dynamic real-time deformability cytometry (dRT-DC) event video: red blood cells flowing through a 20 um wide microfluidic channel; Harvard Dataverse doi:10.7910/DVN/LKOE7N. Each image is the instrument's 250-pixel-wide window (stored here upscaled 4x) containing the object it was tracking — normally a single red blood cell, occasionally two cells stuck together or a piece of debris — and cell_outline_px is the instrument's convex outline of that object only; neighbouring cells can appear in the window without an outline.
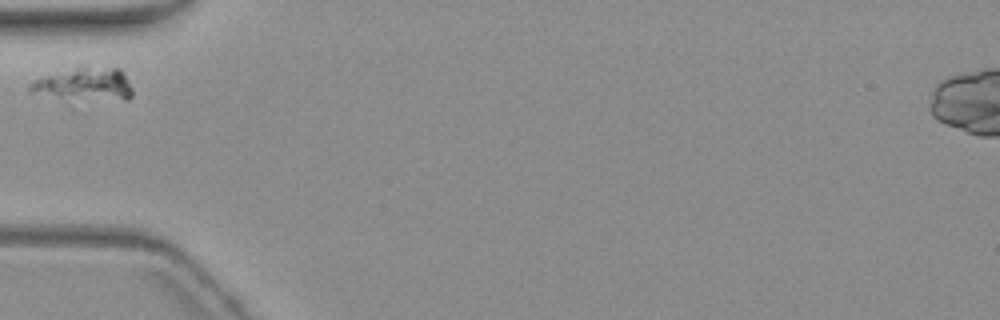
{"species": "common noctule bat (a hibernating species)", "species_latin": "Nyctalus noctula", "temperature_condition": "warm", "stored_images_in_passage": 8, "camera_frame_rate_fps": 3000, "um_per_image_px": 0.085, "animal": {"sex": "female", "body_mass_g": 19.3, "forearm_length_mm": 54.1}, "frame": {"image": 1, "passage_image": 1, "time_ms": 0.0, "image_size_px": [1000, 320], "cell_outline_px": [[132, 96], [128, 100], [124, 100], [60, 96], [28, 92], [28, 84], [32, 80], [76, 64], [88, 64], [120, 68], [124, 72], [132, 88]], "centroid_in_image_um": [7.19, 7.05], "position_along_channel_um": 77.8, "area_um2": 20.06}}
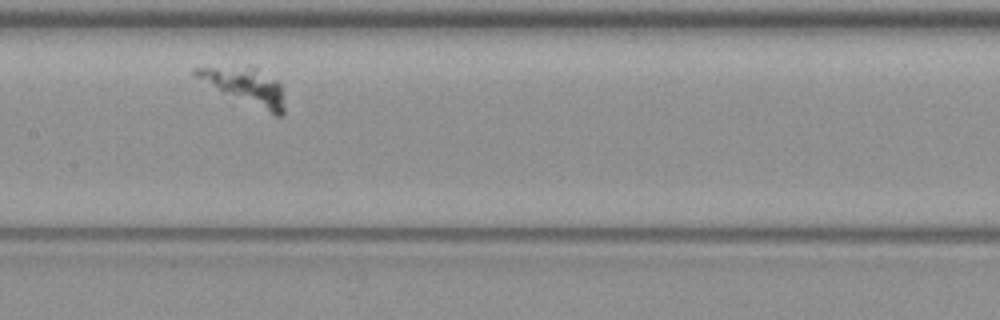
{"frame": {"image": 2, "passage_image": 4, "time_ms": 3.333, "image_size_px": [1000, 320], "cell_outline_px": [[284, 112], [280, 116], [276, 116], [224, 92], [192, 76], [192, 72], [196, 68], [248, 64], [256, 68], [276, 80], [280, 84], [284, 108]], "centroid_in_image_um": [20.84, 7.28], "position_along_channel_um": 186.6, "area_um2": 18.67}}
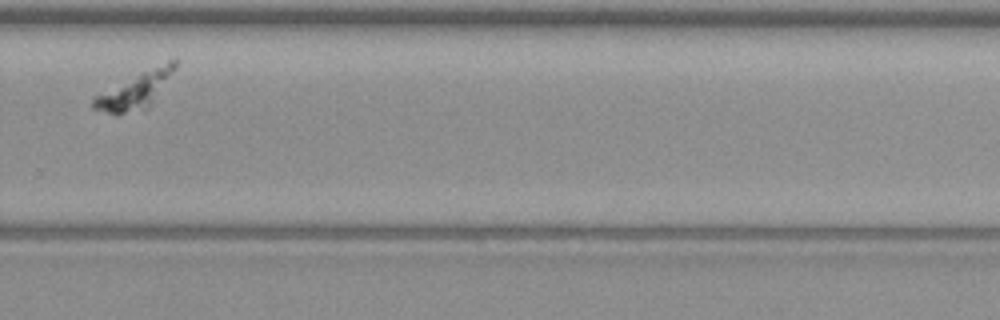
{"frame": {"image": 3, "passage_image": 7, "time_ms": 7.333, "image_size_px": [1000, 320], "cell_outline_px": [[180, 60], [176, 68], [152, 104], [144, 112], [108, 112], [92, 108], [92, 100], [96, 96], [140, 72], [172, 56], [176, 56]], "centroid_in_image_um": [11.65, 7.6], "position_along_channel_um": 318.1, "area_um2": 17.22}}